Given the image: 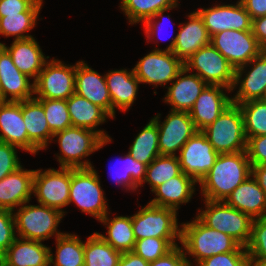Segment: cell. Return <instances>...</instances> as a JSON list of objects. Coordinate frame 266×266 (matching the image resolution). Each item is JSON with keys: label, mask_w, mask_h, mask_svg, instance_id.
<instances>
[{"label": "cell", "mask_w": 266, "mask_h": 266, "mask_svg": "<svg viewBox=\"0 0 266 266\" xmlns=\"http://www.w3.org/2000/svg\"><path fill=\"white\" fill-rule=\"evenodd\" d=\"M186 73L188 71L184 67L175 81L171 82L172 85L168 87L165 95L164 100L172 106V111L189 112L207 85L197 74Z\"/></svg>", "instance_id": "obj_24"}, {"label": "cell", "mask_w": 266, "mask_h": 266, "mask_svg": "<svg viewBox=\"0 0 266 266\" xmlns=\"http://www.w3.org/2000/svg\"><path fill=\"white\" fill-rule=\"evenodd\" d=\"M4 266H50V248L18 236L2 254Z\"/></svg>", "instance_id": "obj_26"}, {"label": "cell", "mask_w": 266, "mask_h": 266, "mask_svg": "<svg viewBox=\"0 0 266 266\" xmlns=\"http://www.w3.org/2000/svg\"><path fill=\"white\" fill-rule=\"evenodd\" d=\"M43 106L48 126L53 134L72 127L67 100L38 99Z\"/></svg>", "instance_id": "obj_41"}, {"label": "cell", "mask_w": 266, "mask_h": 266, "mask_svg": "<svg viewBox=\"0 0 266 266\" xmlns=\"http://www.w3.org/2000/svg\"><path fill=\"white\" fill-rule=\"evenodd\" d=\"M244 118L246 139L266 135V99L238 104Z\"/></svg>", "instance_id": "obj_40"}, {"label": "cell", "mask_w": 266, "mask_h": 266, "mask_svg": "<svg viewBox=\"0 0 266 266\" xmlns=\"http://www.w3.org/2000/svg\"><path fill=\"white\" fill-rule=\"evenodd\" d=\"M118 266H149V262L133 251L122 253Z\"/></svg>", "instance_id": "obj_53"}, {"label": "cell", "mask_w": 266, "mask_h": 266, "mask_svg": "<svg viewBox=\"0 0 266 266\" xmlns=\"http://www.w3.org/2000/svg\"><path fill=\"white\" fill-rule=\"evenodd\" d=\"M181 173L182 169L177 155H159L146 167L144 183L148 182L153 191L157 186Z\"/></svg>", "instance_id": "obj_39"}, {"label": "cell", "mask_w": 266, "mask_h": 266, "mask_svg": "<svg viewBox=\"0 0 266 266\" xmlns=\"http://www.w3.org/2000/svg\"><path fill=\"white\" fill-rule=\"evenodd\" d=\"M71 168L60 167L59 170H35L33 194L41 205L65 212L62 207L69 204Z\"/></svg>", "instance_id": "obj_11"}, {"label": "cell", "mask_w": 266, "mask_h": 266, "mask_svg": "<svg viewBox=\"0 0 266 266\" xmlns=\"http://www.w3.org/2000/svg\"><path fill=\"white\" fill-rule=\"evenodd\" d=\"M181 245L184 252L194 257L196 263L217 254L231 251H247L231 236L206 226L197 216L189 223L181 224Z\"/></svg>", "instance_id": "obj_2"}, {"label": "cell", "mask_w": 266, "mask_h": 266, "mask_svg": "<svg viewBox=\"0 0 266 266\" xmlns=\"http://www.w3.org/2000/svg\"><path fill=\"white\" fill-rule=\"evenodd\" d=\"M183 68L184 63L173 52L155 48L140 59L133 70L140 83L157 87L172 82Z\"/></svg>", "instance_id": "obj_13"}, {"label": "cell", "mask_w": 266, "mask_h": 266, "mask_svg": "<svg viewBox=\"0 0 266 266\" xmlns=\"http://www.w3.org/2000/svg\"><path fill=\"white\" fill-rule=\"evenodd\" d=\"M158 138V126L156 122L151 119L142 131L138 133L128 153L140 163L148 166L160 155Z\"/></svg>", "instance_id": "obj_35"}, {"label": "cell", "mask_w": 266, "mask_h": 266, "mask_svg": "<svg viewBox=\"0 0 266 266\" xmlns=\"http://www.w3.org/2000/svg\"><path fill=\"white\" fill-rule=\"evenodd\" d=\"M248 258L247 251H231L206 258L197 266H247Z\"/></svg>", "instance_id": "obj_44"}, {"label": "cell", "mask_w": 266, "mask_h": 266, "mask_svg": "<svg viewBox=\"0 0 266 266\" xmlns=\"http://www.w3.org/2000/svg\"><path fill=\"white\" fill-rule=\"evenodd\" d=\"M56 241L55 257L50 249V266H81L84 264V243L77 235L64 233L57 237Z\"/></svg>", "instance_id": "obj_34"}, {"label": "cell", "mask_w": 266, "mask_h": 266, "mask_svg": "<svg viewBox=\"0 0 266 266\" xmlns=\"http://www.w3.org/2000/svg\"><path fill=\"white\" fill-rule=\"evenodd\" d=\"M225 202L253 220L266 218V195L252 175L237 186Z\"/></svg>", "instance_id": "obj_25"}, {"label": "cell", "mask_w": 266, "mask_h": 266, "mask_svg": "<svg viewBox=\"0 0 266 266\" xmlns=\"http://www.w3.org/2000/svg\"><path fill=\"white\" fill-rule=\"evenodd\" d=\"M246 250L249 258L266 261V218L253 220L251 238Z\"/></svg>", "instance_id": "obj_43"}, {"label": "cell", "mask_w": 266, "mask_h": 266, "mask_svg": "<svg viewBox=\"0 0 266 266\" xmlns=\"http://www.w3.org/2000/svg\"><path fill=\"white\" fill-rule=\"evenodd\" d=\"M35 1L40 2V3H43V0H35Z\"/></svg>", "instance_id": "obj_57"}, {"label": "cell", "mask_w": 266, "mask_h": 266, "mask_svg": "<svg viewBox=\"0 0 266 266\" xmlns=\"http://www.w3.org/2000/svg\"><path fill=\"white\" fill-rule=\"evenodd\" d=\"M0 141L36 154L39 149L28 139L22 116V101H0Z\"/></svg>", "instance_id": "obj_18"}, {"label": "cell", "mask_w": 266, "mask_h": 266, "mask_svg": "<svg viewBox=\"0 0 266 266\" xmlns=\"http://www.w3.org/2000/svg\"><path fill=\"white\" fill-rule=\"evenodd\" d=\"M188 22L180 27L178 34L165 49L173 52L183 63L198 49L210 44V36L202 17L197 11L188 15Z\"/></svg>", "instance_id": "obj_21"}, {"label": "cell", "mask_w": 266, "mask_h": 266, "mask_svg": "<svg viewBox=\"0 0 266 266\" xmlns=\"http://www.w3.org/2000/svg\"><path fill=\"white\" fill-rule=\"evenodd\" d=\"M0 266H4V261L2 255H0Z\"/></svg>", "instance_id": "obj_56"}, {"label": "cell", "mask_w": 266, "mask_h": 266, "mask_svg": "<svg viewBox=\"0 0 266 266\" xmlns=\"http://www.w3.org/2000/svg\"><path fill=\"white\" fill-rule=\"evenodd\" d=\"M13 215L16 233L21 238L42 242L53 235L57 238L64 234L57 227L65 214L54 208L24 203Z\"/></svg>", "instance_id": "obj_7"}, {"label": "cell", "mask_w": 266, "mask_h": 266, "mask_svg": "<svg viewBox=\"0 0 266 266\" xmlns=\"http://www.w3.org/2000/svg\"><path fill=\"white\" fill-rule=\"evenodd\" d=\"M195 183L189 175L182 172L174 178H170L162 185L157 186L152 192L155 198L149 203L155 206L178 210L181 204L187 203L195 192Z\"/></svg>", "instance_id": "obj_29"}, {"label": "cell", "mask_w": 266, "mask_h": 266, "mask_svg": "<svg viewBox=\"0 0 266 266\" xmlns=\"http://www.w3.org/2000/svg\"><path fill=\"white\" fill-rule=\"evenodd\" d=\"M178 0H121L120 9L125 13L130 24L144 23L160 10L170 9Z\"/></svg>", "instance_id": "obj_37"}, {"label": "cell", "mask_w": 266, "mask_h": 266, "mask_svg": "<svg viewBox=\"0 0 266 266\" xmlns=\"http://www.w3.org/2000/svg\"><path fill=\"white\" fill-rule=\"evenodd\" d=\"M178 6V4L176 5V6H174V7H172V8H170V9H167V10H160L159 12H157L154 16H152L150 19H148L146 22H144L143 23V25H144V29H145V33H146V37L148 38L147 40H150L151 41V39H154V37H153V35H155V37H156V34L158 33V35L157 36H159L160 34H159V31H161V30H159V29H161L162 28V23L160 24V21L162 20V19H164V16H163V14H164V12L165 11H169V10H171V9H173V8H175V7H177ZM158 18L160 19L161 18V20H159L158 21ZM167 18V17H166ZM156 19H157V21H156ZM167 20V19H166ZM165 20V21H166ZM163 21V20H162ZM164 22V21H163ZM169 22V21H168ZM167 39V38H166Z\"/></svg>", "instance_id": "obj_50"}, {"label": "cell", "mask_w": 266, "mask_h": 266, "mask_svg": "<svg viewBox=\"0 0 266 266\" xmlns=\"http://www.w3.org/2000/svg\"><path fill=\"white\" fill-rule=\"evenodd\" d=\"M75 65H65L54 58L46 61L34 82L36 99L67 100L75 93Z\"/></svg>", "instance_id": "obj_10"}, {"label": "cell", "mask_w": 266, "mask_h": 266, "mask_svg": "<svg viewBox=\"0 0 266 266\" xmlns=\"http://www.w3.org/2000/svg\"><path fill=\"white\" fill-rule=\"evenodd\" d=\"M251 19H256L266 15V0H239Z\"/></svg>", "instance_id": "obj_51"}, {"label": "cell", "mask_w": 266, "mask_h": 266, "mask_svg": "<svg viewBox=\"0 0 266 266\" xmlns=\"http://www.w3.org/2000/svg\"><path fill=\"white\" fill-rule=\"evenodd\" d=\"M132 217V227L136 240L145 238H164L173 247L181 241V229L178 228L177 211L172 208L155 206L148 203Z\"/></svg>", "instance_id": "obj_6"}, {"label": "cell", "mask_w": 266, "mask_h": 266, "mask_svg": "<svg viewBox=\"0 0 266 266\" xmlns=\"http://www.w3.org/2000/svg\"><path fill=\"white\" fill-rule=\"evenodd\" d=\"M247 266H266V261L248 258Z\"/></svg>", "instance_id": "obj_55"}, {"label": "cell", "mask_w": 266, "mask_h": 266, "mask_svg": "<svg viewBox=\"0 0 266 266\" xmlns=\"http://www.w3.org/2000/svg\"><path fill=\"white\" fill-rule=\"evenodd\" d=\"M149 266H193L187 259L184 249L176 246L165 256L149 262Z\"/></svg>", "instance_id": "obj_48"}, {"label": "cell", "mask_w": 266, "mask_h": 266, "mask_svg": "<svg viewBox=\"0 0 266 266\" xmlns=\"http://www.w3.org/2000/svg\"><path fill=\"white\" fill-rule=\"evenodd\" d=\"M22 116L28 139L39 150L46 148L54 134L48 126L42 103L35 97L22 101Z\"/></svg>", "instance_id": "obj_31"}, {"label": "cell", "mask_w": 266, "mask_h": 266, "mask_svg": "<svg viewBox=\"0 0 266 266\" xmlns=\"http://www.w3.org/2000/svg\"><path fill=\"white\" fill-rule=\"evenodd\" d=\"M41 8L42 3L36 1L26 12L4 14V17L0 18V35L14 36L15 40L32 38V35L24 33L36 26Z\"/></svg>", "instance_id": "obj_33"}, {"label": "cell", "mask_w": 266, "mask_h": 266, "mask_svg": "<svg viewBox=\"0 0 266 266\" xmlns=\"http://www.w3.org/2000/svg\"><path fill=\"white\" fill-rule=\"evenodd\" d=\"M71 202L99 221L108 213V204L94 167L71 168L69 204Z\"/></svg>", "instance_id": "obj_8"}, {"label": "cell", "mask_w": 266, "mask_h": 266, "mask_svg": "<svg viewBox=\"0 0 266 266\" xmlns=\"http://www.w3.org/2000/svg\"><path fill=\"white\" fill-rule=\"evenodd\" d=\"M174 247L164 238H145L136 240L133 252L151 262L165 256Z\"/></svg>", "instance_id": "obj_42"}, {"label": "cell", "mask_w": 266, "mask_h": 266, "mask_svg": "<svg viewBox=\"0 0 266 266\" xmlns=\"http://www.w3.org/2000/svg\"><path fill=\"white\" fill-rule=\"evenodd\" d=\"M185 69L197 74L206 84L222 85L232 90L235 80V68L210 43L198 49L184 62Z\"/></svg>", "instance_id": "obj_9"}, {"label": "cell", "mask_w": 266, "mask_h": 266, "mask_svg": "<svg viewBox=\"0 0 266 266\" xmlns=\"http://www.w3.org/2000/svg\"><path fill=\"white\" fill-rule=\"evenodd\" d=\"M16 227L13 211L0 208V255H2L16 239Z\"/></svg>", "instance_id": "obj_45"}, {"label": "cell", "mask_w": 266, "mask_h": 266, "mask_svg": "<svg viewBox=\"0 0 266 266\" xmlns=\"http://www.w3.org/2000/svg\"><path fill=\"white\" fill-rule=\"evenodd\" d=\"M210 43L235 69L246 65L264 51L252 30H224L211 36Z\"/></svg>", "instance_id": "obj_12"}, {"label": "cell", "mask_w": 266, "mask_h": 266, "mask_svg": "<svg viewBox=\"0 0 266 266\" xmlns=\"http://www.w3.org/2000/svg\"><path fill=\"white\" fill-rule=\"evenodd\" d=\"M122 253L109 245L97 232L84 243L86 266H118Z\"/></svg>", "instance_id": "obj_36"}, {"label": "cell", "mask_w": 266, "mask_h": 266, "mask_svg": "<svg viewBox=\"0 0 266 266\" xmlns=\"http://www.w3.org/2000/svg\"><path fill=\"white\" fill-rule=\"evenodd\" d=\"M223 89L225 91H232L222 85L207 84L196 99V102L189 111V115L197 131H202L212 124L232 104V97H228L223 92Z\"/></svg>", "instance_id": "obj_20"}, {"label": "cell", "mask_w": 266, "mask_h": 266, "mask_svg": "<svg viewBox=\"0 0 266 266\" xmlns=\"http://www.w3.org/2000/svg\"><path fill=\"white\" fill-rule=\"evenodd\" d=\"M252 175L246 151L219 154L208 174L200 181L205 200L225 201L232 191Z\"/></svg>", "instance_id": "obj_1"}, {"label": "cell", "mask_w": 266, "mask_h": 266, "mask_svg": "<svg viewBox=\"0 0 266 266\" xmlns=\"http://www.w3.org/2000/svg\"><path fill=\"white\" fill-rule=\"evenodd\" d=\"M219 154L246 151L244 118L239 105L232 103L212 124L202 130Z\"/></svg>", "instance_id": "obj_4"}, {"label": "cell", "mask_w": 266, "mask_h": 266, "mask_svg": "<svg viewBox=\"0 0 266 266\" xmlns=\"http://www.w3.org/2000/svg\"><path fill=\"white\" fill-rule=\"evenodd\" d=\"M67 106L73 127L87 128L96 131L103 139L110 138L103 130H97V126L111 118L103 108L76 93L67 99Z\"/></svg>", "instance_id": "obj_30"}, {"label": "cell", "mask_w": 266, "mask_h": 266, "mask_svg": "<svg viewBox=\"0 0 266 266\" xmlns=\"http://www.w3.org/2000/svg\"><path fill=\"white\" fill-rule=\"evenodd\" d=\"M249 64L253 67L242 79V75L245 73L244 70ZM238 85L240 86L236 95L232 98V103L238 105L251 100L266 99V51H263L246 65L235 69L232 91Z\"/></svg>", "instance_id": "obj_17"}, {"label": "cell", "mask_w": 266, "mask_h": 266, "mask_svg": "<svg viewBox=\"0 0 266 266\" xmlns=\"http://www.w3.org/2000/svg\"><path fill=\"white\" fill-rule=\"evenodd\" d=\"M34 174L35 170H24L21 166L0 180V208L14 211V208L29 203Z\"/></svg>", "instance_id": "obj_23"}, {"label": "cell", "mask_w": 266, "mask_h": 266, "mask_svg": "<svg viewBox=\"0 0 266 266\" xmlns=\"http://www.w3.org/2000/svg\"><path fill=\"white\" fill-rule=\"evenodd\" d=\"M3 47L11 55L13 63L24 75L34 78L39 76L49 56H44L38 42L32 37L28 39L15 40L10 47L3 43Z\"/></svg>", "instance_id": "obj_27"}, {"label": "cell", "mask_w": 266, "mask_h": 266, "mask_svg": "<svg viewBox=\"0 0 266 266\" xmlns=\"http://www.w3.org/2000/svg\"><path fill=\"white\" fill-rule=\"evenodd\" d=\"M16 147L0 141V180L22 166L17 156Z\"/></svg>", "instance_id": "obj_46"}, {"label": "cell", "mask_w": 266, "mask_h": 266, "mask_svg": "<svg viewBox=\"0 0 266 266\" xmlns=\"http://www.w3.org/2000/svg\"><path fill=\"white\" fill-rule=\"evenodd\" d=\"M202 17L208 35L211 37L224 30H252V19L240 1L227 5H214L207 9H197Z\"/></svg>", "instance_id": "obj_16"}, {"label": "cell", "mask_w": 266, "mask_h": 266, "mask_svg": "<svg viewBox=\"0 0 266 266\" xmlns=\"http://www.w3.org/2000/svg\"><path fill=\"white\" fill-rule=\"evenodd\" d=\"M35 2V0H0V18L4 17V14L26 12Z\"/></svg>", "instance_id": "obj_49"}, {"label": "cell", "mask_w": 266, "mask_h": 266, "mask_svg": "<svg viewBox=\"0 0 266 266\" xmlns=\"http://www.w3.org/2000/svg\"><path fill=\"white\" fill-rule=\"evenodd\" d=\"M107 87L112 102V118L115 117V107L127 111L135 101L138 92L139 79L134 70H112L105 75Z\"/></svg>", "instance_id": "obj_28"}, {"label": "cell", "mask_w": 266, "mask_h": 266, "mask_svg": "<svg viewBox=\"0 0 266 266\" xmlns=\"http://www.w3.org/2000/svg\"><path fill=\"white\" fill-rule=\"evenodd\" d=\"M246 152L251 165L266 164V135L248 138Z\"/></svg>", "instance_id": "obj_47"}, {"label": "cell", "mask_w": 266, "mask_h": 266, "mask_svg": "<svg viewBox=\"0 0 266 266\" xmlns=\"http://www.w3.org/2000/svg\"><path fill=\"white\" fill-rule=\"evenodd\" d=\"M179 152L182 172L197 183L208 174L219 156L202 131H196Z\"/></svg>", "instance_id": "obj_14"}, {"label": "cell", "mask_w": 266, "mask_h": 266, "mask_svg": "<svg viewBox=\"0 0 266 266\" xmlns=\"http://www.w3.org/2000/svg\"><path fill=\"white\" fill-rule=\"evenodd\" d=\"M107 213L100 222L107 225V236L98 233L115 250L124 253L133 251L135 247V236L132 227V217L116 216L111 220Z\"/></svg>", "instance_id": "obj_32"}, {"label": "cell", "mask_w": 266, "mask_h": 266, "mask_svg": "<svg viewBox=\"0 0 266 266\" xmlns=\"http://www.w3.org/2000/svg\"><path fill=\"white\" fill-rule=\"evenodd\" d=\"M29 79L15 66L0 42V101H24L35 97L34 82L30 83Z\"/></svg>", "instance_id": "obj_19"}, {"label": "cell", "mask_w": 266, "mask_h": 266, "mask_svg": "<svg viewBox=\"0 0 266 266\" xmlns=\"http://www.w3.org/2000/svg\"><path fill=\"white\" fill-rule=\"evenodd\" d=\"M160 115L152 118L158 126L160 155L175 156L197 130L189 112L171 110L163 122Z\"/></svg>", "instance_id": "obj_15"}, {"label": "cell", "mask_w": 266, "mask_h": 266, "mask_svg": "<svg viewBox=\"0 0 266 266\" xmlns=\"http://www.w3.org/2000/svg\"><path fill=\"white\" fill-rule=\"evenodd\" d=\"M75 93L103 108L112 118V102L105 76H101L85 61L76 63Z\"/></svg>", "instance_id": "obj_22"}, {"label": "cell", "mask_w": 266, "mask_h": 266, "mask_svg": "<svg viewBox=\"0 0 266 266\" xmlns=\"http://www.w3.org/2000/svg\"><path fill=\"white\" fill-rule=\"evenodd\" d=\"M56 137L62 154L57 156V161L60 167L65 168L93 167L89 160L82 161V159L112 142L111 138L103 139L96 131L73 126L55 133L53 138Z\"/></svg>", "instance_id": "obj_3"}, {"label": "cell", "mask_w": 266, "mask_h": 266, "mask_svg": "<svg viewBox=\"0 0 266 266\" xmlns=\"http://www.w3.org/2000/svg\"><path fill=\"white\" fill-rule=\"evenodd\" d=\"M252 32L261 48L266 51V15L252 20Z\"/></svg>", "instance_id": "obj_52"}, {"label": "cell", "mask_w": 266, "mask_h": 266, "mask_svg": "<svg viewBox=\"0 0 266 266\" xmlns=\"http://www.w3.org/2000/svg\"><path fill=\"white\" fill-rule=\"evenodd\" d=\"M206 208L196 215L206 226L223 232L246 247L251 238L253 219L225 201L205 200Z\"/></svg>", "instance_id": "obj_5"}, {"label": "cell", "mask_w": 266, "mask_h": 266, "mask_svg": "<svg viewBox=\"0 0 266 266\" xmlns=\"http://www.w3.org/2000/svg\"><path fill=\"white\" fill-rule=\"evenodd\" d=\"M120 162H116L114 168H111V177L116 181L118 185L125 187L127 190L135 191L138 186H143L146 177V165L140 163L134 159L129 153L124 156V159H116ZM122 166L117 167V165Z\"/></svg>", "instance_id": "obj_38"}, {"label": "cell", "mask_w": 266, "mask_h": 266, "mask_svg": "<svg viewBox=\"0 0 266 266\" xmlns=\"http://www.w3.org/2000/svg\"><path fill=\"white\" fill-rule=\"evenodd\" d=\"M251 166L252 176L257 180L259 186L262 188L266 195V164Z\"/></svg>", "instance_id": "obj_54"}]
</instances>
